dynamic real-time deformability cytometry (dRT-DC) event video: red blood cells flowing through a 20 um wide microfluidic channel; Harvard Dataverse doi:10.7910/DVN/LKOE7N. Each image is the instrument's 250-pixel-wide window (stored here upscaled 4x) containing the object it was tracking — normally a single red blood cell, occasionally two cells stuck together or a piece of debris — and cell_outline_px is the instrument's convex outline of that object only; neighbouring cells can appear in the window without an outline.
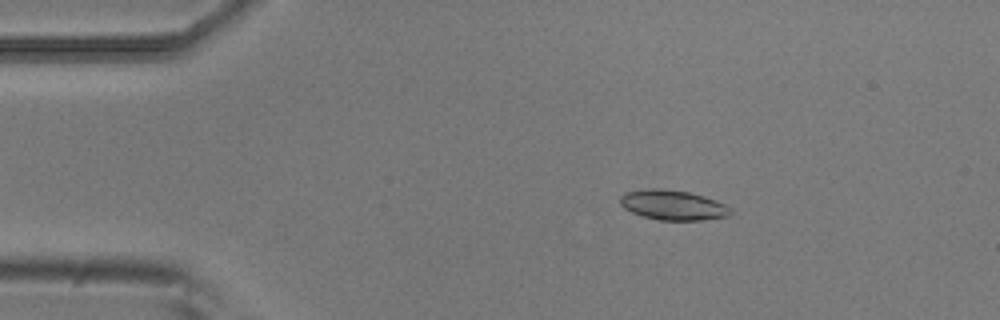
{"species": "common noctule bat (a hibernating species)", "species_latin": "Nyctalus noctula", "temperature_condition": "room temperature", "stored_images_in_passage": 5, "camera_frame_rate_fps": 3000, "um_per_image_px": 0.085, "animal": {"sex": "male", "body_mass_g": 20.5, "forearm_length_mm": 52.5}, "frame": {"image": 1, "passage_image": 2, "time_ms": 0.333, "image_size_px": [1000, 320], "cell_outline_px": [[732, 212], [728, 216], [704, 220], [660, 220], [644, 216], [632, 212], [624, 208], [620, 204], [620, 196], [628, 192], [648, 188], [660, 188], [688, 192], [704, 196], [716, 200], [724, 204]], "centroid_in_image_um": [57.19, 17.43], "position_along_channel_um": 27.8, "area_um2": 19.07}}
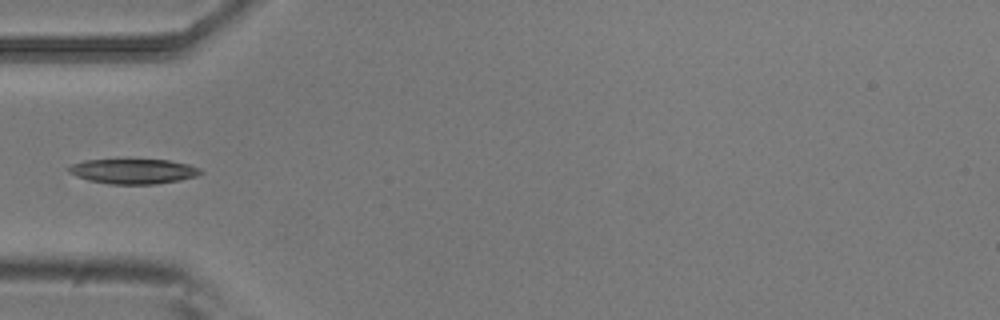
{"frame": {"image": 2, "passage_image": 4, "time_ms": 1.0, "image_size_px": [1000, 320], "cell_outline_px": [[204, 172], [196, 176], [180, 180], [156, 184], [108, 184], [88, 180], [76, 176], [68, 172], [68, 168], [72, 164], [84, 160], [168, 160], [188, 164], [200, 168]], "centroid_in_image_um": [11.34, 14.56], "position_along_channel_um": 73.7, "area_um2": 19.13}}
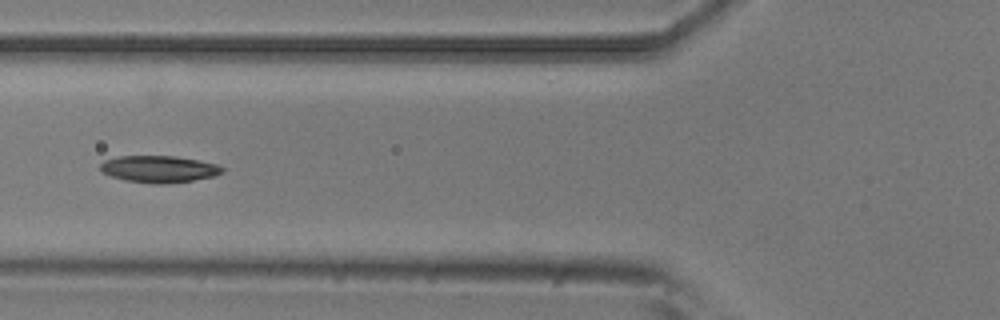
{"frame": {"image": 3, "passage_image": 5, "time_ms": 1.333, "image_size_px": [1000, 320], "cell_outline_px": [[224, 172], [212, 176], [192, 180], [168, 184], [156, 184], [124, 180], [100, 172], [100, 164], [104, 160], [120, 156], [176, 156], [216, 164], [224, 168]], "centroid_in_image_um": [13.48, 14.37], "position_along_channel_um": 112.3, "area_um2": 19.02}}